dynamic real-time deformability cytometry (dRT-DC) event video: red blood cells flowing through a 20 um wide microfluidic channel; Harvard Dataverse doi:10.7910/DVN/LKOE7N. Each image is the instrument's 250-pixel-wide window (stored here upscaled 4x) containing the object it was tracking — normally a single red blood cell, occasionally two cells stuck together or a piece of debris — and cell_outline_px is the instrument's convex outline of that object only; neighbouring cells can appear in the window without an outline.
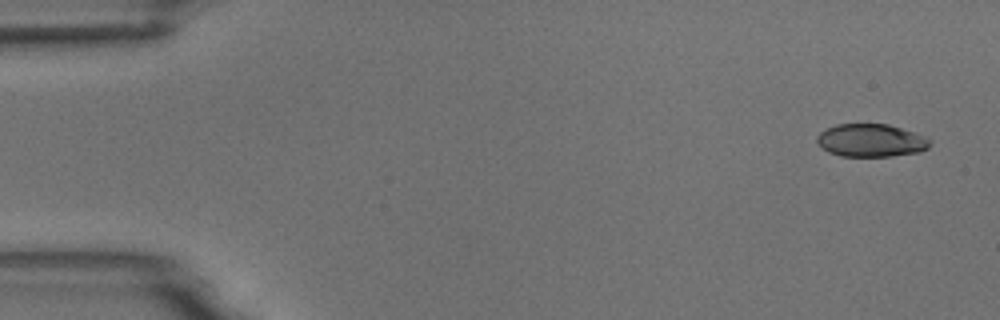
{"species": "common noctule bat (a hibernating species)", "species_latin": "Nyctalus noctula", "temperature_condition": "room temperature", "stored_images_in_passage": 5, "segment_of_instrument_passage": [1, 2], "camera_frame_rate_fps": 3000, "um_per_image_px": 0.085, "animal": {"sex": "male", "body_mass_g": 18.8}, "frame": {"image": 1, "passage_image": 1, "time_ms": 0.0, "image_size_px": [1000, 320], "cell_outline_px": [[932, 140], [928, 148], [920, 152], [892, 156], [840, 156], [828, 152], [816, 140], [816, 136], [820, 132], [836, 124], [888, 124], [924, 136]], "centroid_in_image_um": [74.04, 11.94], "position_along_channel_um": 11.0, "area_um2": 21.56}}
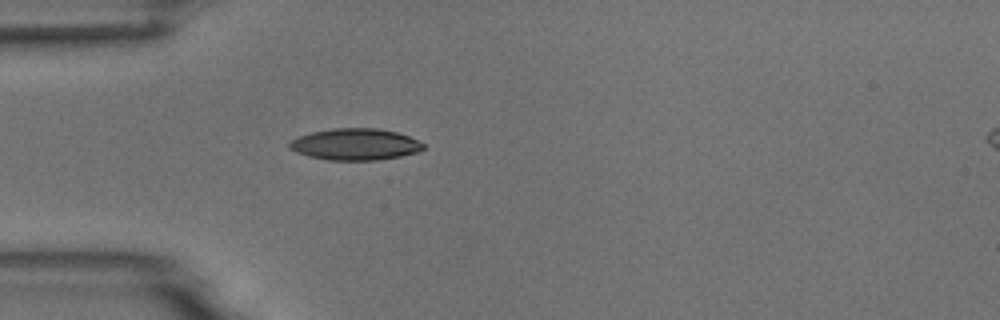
{"frame": {"image": 2, "passage_image": 4, "time_ms": 4.333, "image_size_px": [1000, 320], "cell_outline_px": [[424, 148], [416, 152], [400, 156], [376, 160], [328, 160], [308, 156], [296, 152], [288, 148], [288, 144], [292, 140], [300, 136], [312, 132], [332, 128], [376, 128], [396, 132], [408, 136], [424, 144]], "centroid_in_image_um": [30.16, 12.27], "position_along_channel_um": 54.8, "area_um2": 24.45}}